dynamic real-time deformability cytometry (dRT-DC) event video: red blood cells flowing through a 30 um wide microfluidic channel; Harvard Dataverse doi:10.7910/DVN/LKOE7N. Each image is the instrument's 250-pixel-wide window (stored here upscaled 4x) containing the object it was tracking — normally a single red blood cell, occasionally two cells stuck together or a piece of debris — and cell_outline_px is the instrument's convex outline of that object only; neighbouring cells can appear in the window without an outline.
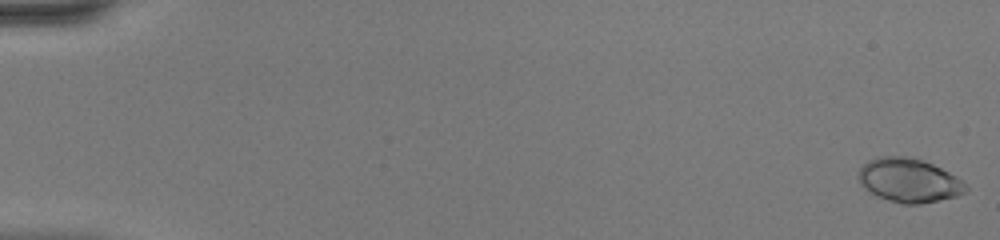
{"species": "common noctule bat (a hibernating species)", "species_latin": "Nyctalus noctula", "temperature_condition": "warm", "stored_images_in_passage": 22, "camera_frame_rate_fps": 3000, "um_per_image_px": 0.085, "animal": {"sex": "female", "body_mass_g": 20.0, "forearm_length_mm": 54.0}, "frame": {"image": 1, "passage_image": 1, "time_ms": 0.0, "image_size_px": [1000, 240], "cell_outline_px": [[968, 188], [964, 192], [956, 196], [920, 204], [900, 204], [876, 196], [864, 188], [860, 184], [856, 176], [860, 168], [868, 160], [880, 156], [912, 156], [924, 160], [956, 176], [968, 184]], "centroid_in_image_um": [77.23, 15.32], "position_along_channel_um": 7.8, "area_um2": 27.74}}
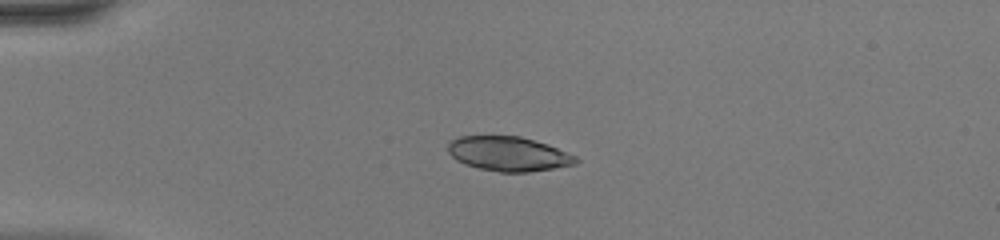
{"frame": {"image": 2, "passage_image": 13, "time_ms": 4.0, "image_size_px": [1000, 240], "cell_outline_px": [[580, 160], [576, 164], [528, 172], [500, 172], [480, 168], [464, 164], [456, 160], [448, 152], [448, 144], [452, 140], [460, 136], [520, 136], [548, 144], [568, 152], [576, 156]], "centroid_in_image_um": [43.24, 13.07], "position_along_channel_um": 41.8, "area_um2": 25.66}}
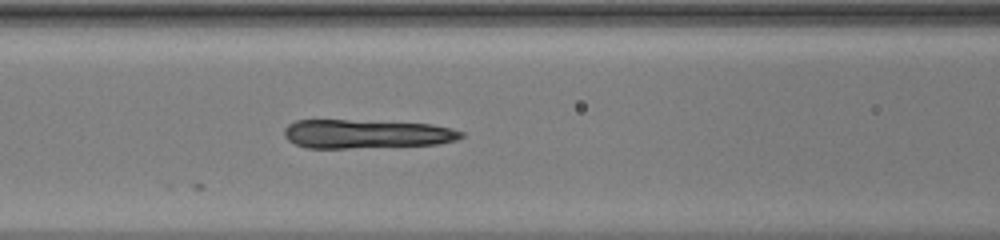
{"frame": {"image": 3, "passage_image": 22, "time_ms": 7.0, "image_size_px": [1000, 240], "cell_outline_px": [[464, 136], [456, 140], [440, 144], [348, 148], [304, 148], [288, 140], [284, 136], [284, 128], [288, 124], [296, 120], [348, 120], [432, 124], [452, 128], [464, 132]], "centroid_in_image_um": [31.13, 11.39], "position_along_channel_um": 135.5, "area_um2": 29.82}}